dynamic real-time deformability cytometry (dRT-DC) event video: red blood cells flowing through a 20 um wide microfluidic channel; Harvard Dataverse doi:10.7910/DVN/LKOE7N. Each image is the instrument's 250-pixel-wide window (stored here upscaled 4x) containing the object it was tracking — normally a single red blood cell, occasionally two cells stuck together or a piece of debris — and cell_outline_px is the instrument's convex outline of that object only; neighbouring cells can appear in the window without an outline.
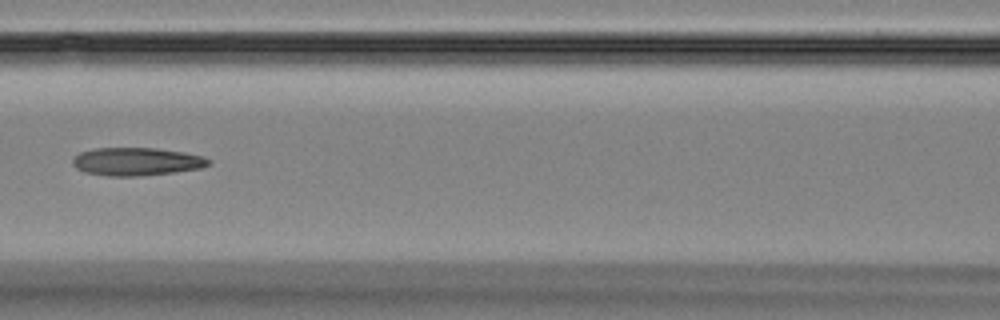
{"species": "Egyptian fruit bat (a non-hibernating species)", "species_latin": "Rousettus aegyptiacus", "temperature_condition": "room temperature", "stored_images_in_passage": 9, "camera_frame_rate_fps": 3000, "um_per_image_px": 0.085, "animal": {"sex": "female"}, "frame": {"image": 1, "passage_image": 7, "time_ms": 7.333, "image_size_px": [1000, 320], "cell_outline_px": [[212, 164], [200, 168], [176, 172], [140, 176], [108, 176], [84, 172], [76, 168], [72, 164], [72, 160], [80, 152], [96, 148], [156, 148], [184, 152], [204, 156], [212, 160]], "centroid_in_image_um": [11.65, 13.73], "position_along_channel_um": 155.0, "area_um2": 22.37}}
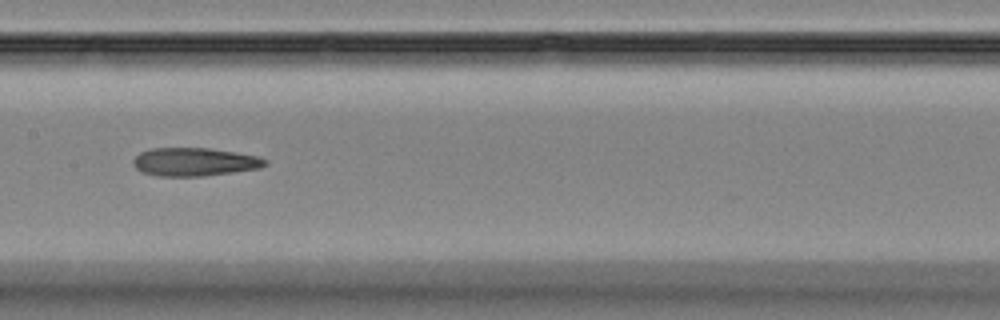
{"frame": {"image": 2, "passage_image": 8, "time_ms": 8.333, "image_size_px": [1000, 320], "cell_outline_px": [[268, 164], [260, 168], [204, 176], [156, 176], [140, 172], [132, 164], [132, 160], [140, 152], [152, 148], [208, 148], [236, 152], [256, 156], [268, 160]], "centroid_in_image_um": [16.5, 13.76], "position_along_channel_um": 190.9, "area_um2": 21.85}}
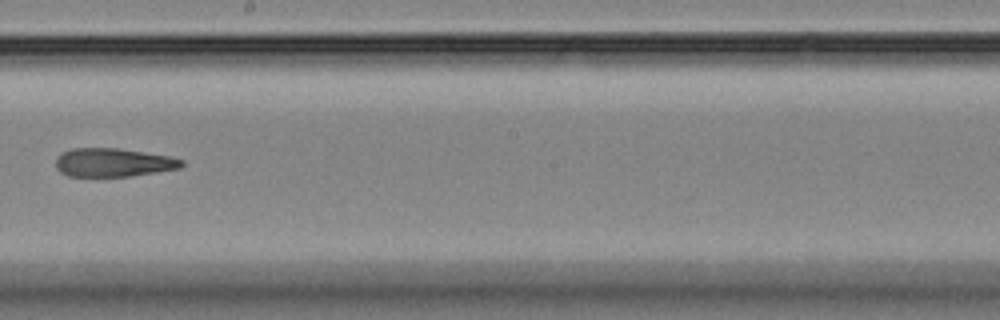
{"frame": {"image": 3, "passage_image": 9, "time_ms": 9.667, "image_size_px": [1000, 320], "cell_outline_px": [[184, 164], [180, 168], [132, 176], [68, 176], [60, 172], [56, 168], [56, 156], [60, 152], [72, 148], [116, 148], [168, 156], [184, 160]], "centroid_in_image_um": [9.58, 13.81], "position_along_channel_um": 238.6, "area_um2": 20.92}}